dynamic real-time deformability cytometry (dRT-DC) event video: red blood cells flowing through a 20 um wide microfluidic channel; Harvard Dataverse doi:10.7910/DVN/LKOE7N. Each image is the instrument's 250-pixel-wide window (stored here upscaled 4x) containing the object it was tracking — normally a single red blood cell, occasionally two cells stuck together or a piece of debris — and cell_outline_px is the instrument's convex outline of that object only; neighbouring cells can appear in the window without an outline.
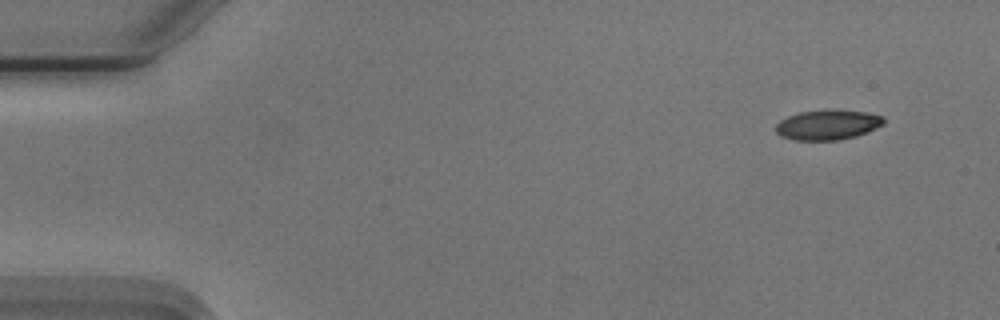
{"species": "Egyptian fruit bat (a non-hibernating species)", "species_latin": "Rousettus aegyptiacus", "temperature_condition": "cold", "stored_images_in_passage": 44, "camera_frame_rate_fps": 3000, "um_per_image_px": 0.085, "animal": {"sex": "male"}, "frame": {"image": 1, "passage_image": 1, "time_ms": 0.0, "image_size_px": [1000, 320], "cell_outline_px": [[884, 124], [876, 128], [856, 136], [840, 140], [792, 140], [780, 136], [776, 132], [776, 124], [780, 120], [788, 116], [800, 112], [868, 112], [884, 116]], "centroid_in_image_um": [70.34, 10.65], "position_along_channel_um": 14.7, "area_um2": 18.26}}
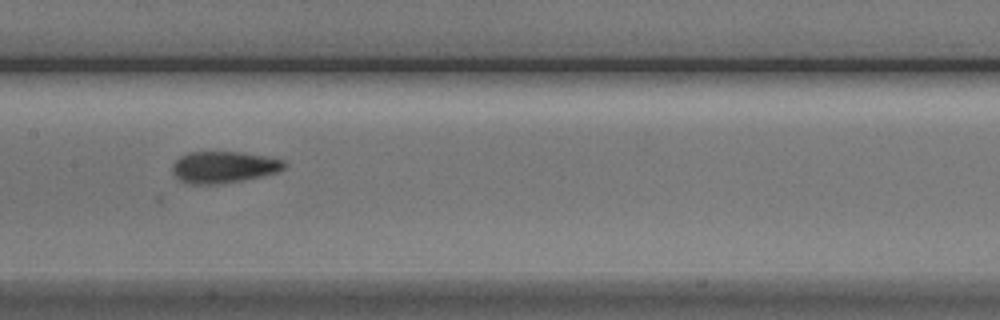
{"frame": {"image": 2, "passage_image": 24, "time_ms": 7.667, "image_size_px": [1000, 320], "cell_outline_px": [[288, 164], [284, 168], [276, 172], [264, 176], [244, 180], [220, 184], [188, 184], [176, 180], [172, 172], [172, 164], [180, 156], [188, 152], [244, 152], [284, 160]], "centroid_in_image_um": [18.99, 14.21], "position_along_channel_um": 188.4, "area_um2": 20.98}}
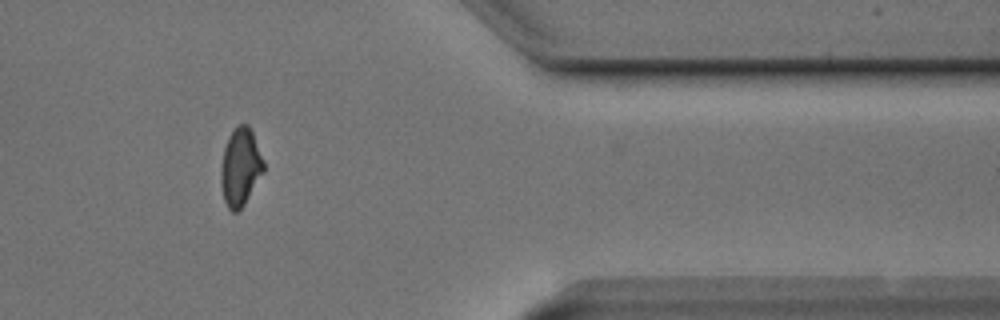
{"frame": {"image": 3, "passage_image": 42, "time_ms": 13.667, "image_size_px": [1000, 320], "cell_outline_px": [[264, 172], [244, 204], [236, 212], [232, 212], [228, 208], [224, 200], [220, 180], [220, 172], [224, 148], [228, 136], [240, 124], [248, 124], [252, 132], [264, 160]], "centroid_in_image_um": [20.43, 14.21], "position_along_channel_um": 391.0, "area_um2": 19.25}, "authors_computed_cell_mechanics": {"area_um2": 19.941, "velocity_mm_per_s": 3.7529, "shape_relaxation_time_tau1_ms": 6.3803, "shape_relaxation_time_tau2_ms": 1.7842, "deformation_change_tau1": 0.1707, "deformation_change_tau2": 0.0886}}